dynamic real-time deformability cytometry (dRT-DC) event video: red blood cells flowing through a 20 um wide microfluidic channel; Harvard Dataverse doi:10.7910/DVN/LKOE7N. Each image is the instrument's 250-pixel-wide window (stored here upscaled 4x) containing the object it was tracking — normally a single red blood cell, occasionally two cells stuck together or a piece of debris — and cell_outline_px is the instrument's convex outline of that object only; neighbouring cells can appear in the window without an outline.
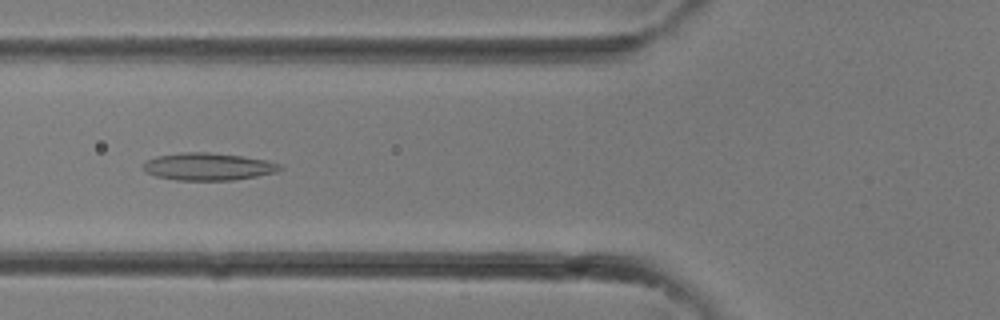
{"species": "common noctule bat (a hibernating species)", "species_latin": "Nyctalus noctula", "temperature_condition": "room temperature", "stored_images_in_passage": 33, "camera_frame_rate_fps": 3000, "um_per_image_px": 0.085, "animal": {"sex": "female"}, "frame": {"image": 1, "passage_image": 13, "time_ms": 4.0, "image_size_px": [1000, 320], "cell_outline_px": [[284, 168], [276, 172], [256, 176], [232, 180], [176, 180], [156, 176], [144, 172], [144, 164], [148, 160], [156, 156], [184, 152], [208, 152], [240, 156], [264, 160], [280, 164]], "centroid_in_image_um": [17.68, 14.16], "position_along_channel_um": 108.1, "area_um2": 21.62}}
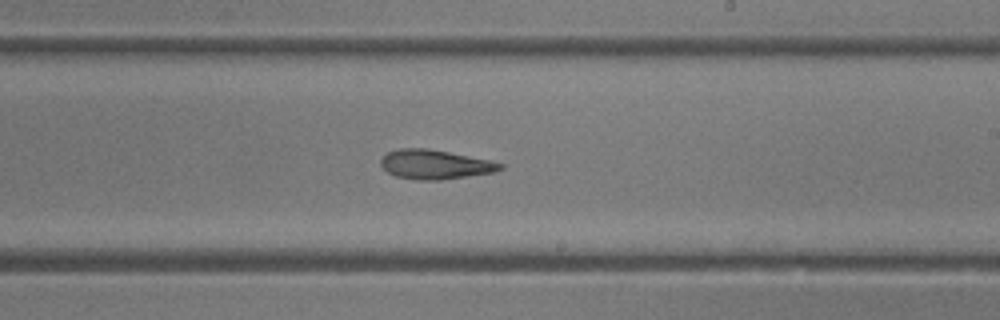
{"frame": {"image": 2, "passage_image": 20, "time_ms": 6.333, "image_size_px": [1000, 320], "cell_outline_px": [[504, 168], [492, 172], [440, 180], [416, 180], [396, 176], [388, 172], [380, 164], [380, 160], [388, 152], [400, 148], [428, 148], [488, 160], [504, 164]], "centroid_in_image_um": [36.94, 13.98], "position_along_channel_um": 252.1, "area_um2": 20.11}}
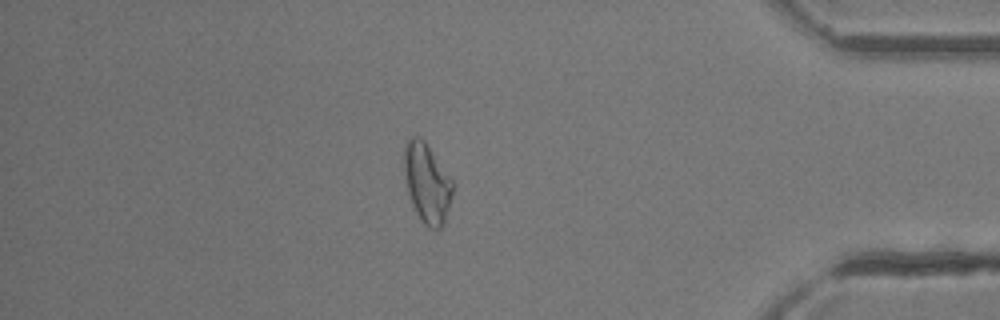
{"frame": {"image": 3, "passage_image": 29, "time_ms": 9.333, "image_size_px": [1000, 320], "cell_outline_px": [[452, 196], [444, 224], [440, 228], [428, 228], [424, 224], [416, 212], [412, 204], [408, 192], [404, 172], [404, 144], [408, 136], [420, 136], [424, 140], [452, 180]], "centroid_in_image_um": [36.27, 15.53], "position_along_channel_um": 398.9, "area_um2": 22.37}}